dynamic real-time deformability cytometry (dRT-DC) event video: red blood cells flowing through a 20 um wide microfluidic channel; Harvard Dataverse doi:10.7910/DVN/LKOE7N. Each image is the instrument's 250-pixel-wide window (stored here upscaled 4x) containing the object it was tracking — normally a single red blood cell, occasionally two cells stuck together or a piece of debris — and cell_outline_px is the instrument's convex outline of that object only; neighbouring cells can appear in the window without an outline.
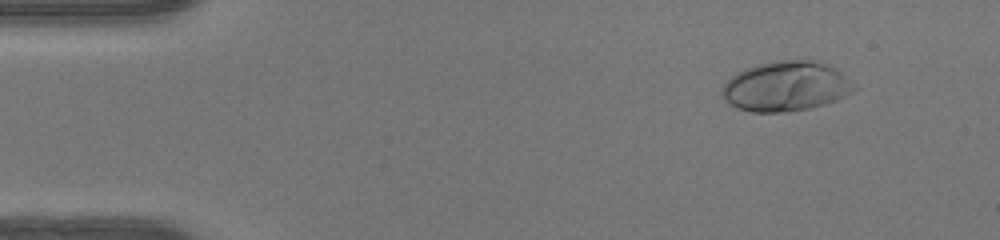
{"species": "human", "species_latin": "Homo sapiens", "temperature_condition": "warm", "stored_images_in_passage": 50, "camera_frame_rate_fps": 3000, "um_per_image_px": 0.085, "donor": {"sex": "female"}, "frame": {"image": 1, "passage_image": 6, "time_ms": 1.667, "image_size_px": [1000, 240], "cell_outline_px": [[860, 88], [844, 96], [824, 104], [808, 108], [780, 112], [752, 112], [736, 108], [724, 100], [720, 92], [720, 88], [736, 72], [744, 68], [756, 64], [776, 60], [820, 60], [840, 72]], "centroid_in_image_um": [66.77, 7.32], "position_along_channel_um": 18.2, "area_um2": 38.61}}
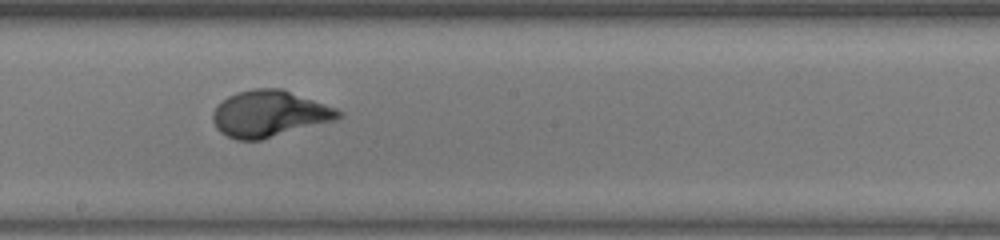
{"frame": {"image": 2, "passage_image": 28, "time_ms": 9.0, "image_size_px": [1000, 240], "cell_outline_px": [[344, 116], [336, 120], [260, 140], [236, 140], [220, 132], [216, 128], [212, 120], [212, 112], [228, 96], [236, 92], [252, 88], [280, 88], [336, 108], [344, 112]], "centroid_in_image_um": [22.9, 9.67], "position_along_channel_um": 225.3, "area_um2": 33.87}}
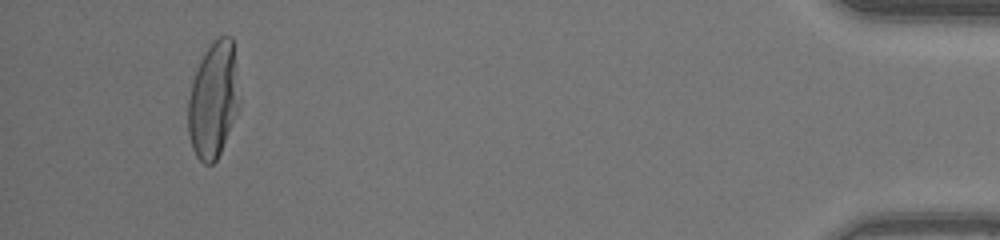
{"frame": {"image": 3, "passage_image": 47, "time_ms": 15.333, "image_size_px": [1000, 240], "cell_outline_px": [[240, 108], [220, 152], [216, 160], [212, 164], [204, 164], [196, 156], [192, 148], [188, 132], [188, 100], [192, 80], [196, 68], [204, 52], [212, 40], [220, 36], [232, 36], [240, 100]], "centroid_in_image_um": [18.14, 8.48], "position_along_channel_um": 417.1, "area_um2": 35.03}, "authors_computed_cell_mechanics": {"area_um2": 33.7841, "velocity_mm_per_s": 4.2298, "shape_relaxation_time_tau1_ms": 3.2921, "shape_relaxation_time_tau2_ms": null, "deformation_change_tau1": 0.2135, "deformation_change_tau2": null}}